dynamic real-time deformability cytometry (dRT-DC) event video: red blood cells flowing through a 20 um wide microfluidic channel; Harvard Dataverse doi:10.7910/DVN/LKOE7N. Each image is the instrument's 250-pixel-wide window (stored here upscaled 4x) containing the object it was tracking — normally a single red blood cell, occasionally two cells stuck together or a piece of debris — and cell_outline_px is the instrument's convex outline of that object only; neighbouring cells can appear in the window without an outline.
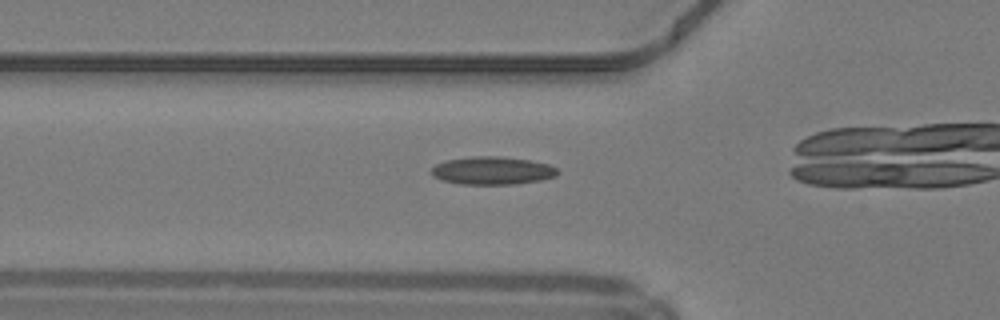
{"species": "common noctule bat (a hibernating species)", "species_latin": "Nyctalus noctula", "temperature_condition": "warm", "stored_images_in_passage": 30, "camera_frame_rate_fps": 3000, "um_per_image_px": 0.085, "animal": {"sex": "male", "body_mass_g": 19.2, "forearm_length_mm": 51.8}, "frame": {"image": 1, "passage_image": 9, "time_ms": 2.667, "image_size_px": [1000, 320], "cell_outline_px": [[560, 172], [556, 176], [540, 180], [516, 184], [460, 184], [440, 180], [432, 176], [432, 168], [436, 164], [448, 160], [472, 156], [500, 156], [528, 160], [548, 164], [556, 168]], "centroid_in_image_um": [41.85, 14.5], "position_along_channel_um": 84.0, "area_um2": 20.52}}